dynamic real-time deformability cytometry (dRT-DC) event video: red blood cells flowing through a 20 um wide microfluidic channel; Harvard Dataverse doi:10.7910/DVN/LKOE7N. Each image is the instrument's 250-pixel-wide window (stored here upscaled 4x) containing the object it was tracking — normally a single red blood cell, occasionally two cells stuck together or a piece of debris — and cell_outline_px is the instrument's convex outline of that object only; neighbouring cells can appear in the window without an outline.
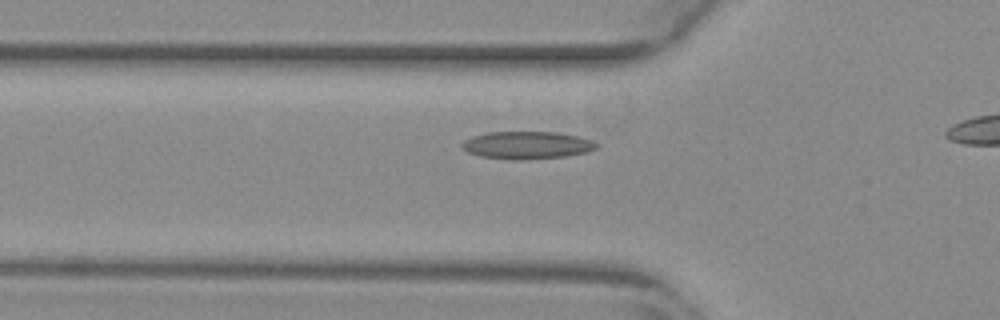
{"species": "common noctule bat (a hibernating species)", "species_latin": "Nyctalus noctula", "temperature_condition": "warm", "stored_images_in_passage": 38, "camera_frame_rate_fps": 3000, "um_per_image_px": 0.085, "animal": {"sex": "female", "body_mass_g": 29.2, "forearm_length_mm": 56.3}, "frame": {"image": 1, "passage_image": 12, "time_ms": 3.667, "image_size_px": [1000, 320], "cell_outline_px": [[600, 148], [588, 152], [564, 156], [520, 160], [512, 160], [480, 156], [468, 152], [460, 148], [460, 144], [464, 140], [472, 136], [488, 132], [556, 132], [576, 136], [592, 140], [600, 144]], "centroid_in_image_um": [44.79, 12.34], "position_along_channel_um": 81.0, "area_um2": 21.79}}
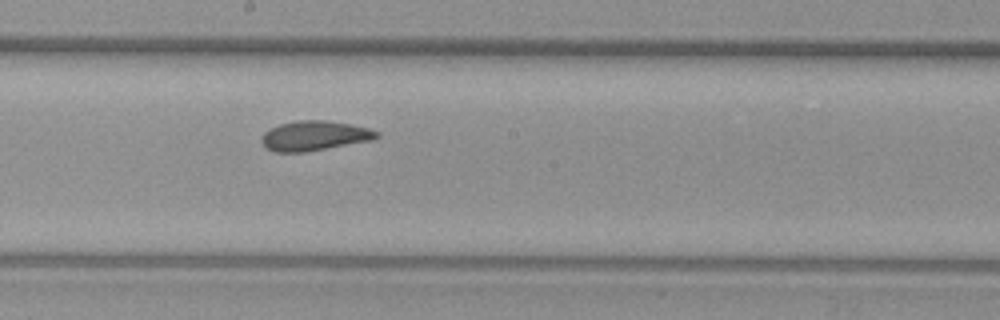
{"frame": {"image": 2, "passage_image": 23, "time_ms": 7.333, "image_size_px": [1000, 320], "cell_outline_px": [[380, 136], [372, 140], [304, 152], [272, 152], [264, 148], [260, 140], [260, 136], [264, 132], [280, 124], [296, 120], [324, 120], [348, 124], [368, 128], [380, 132]], "centroid_in_image_um": [26.68, 11.55], "position_along_channel_um": 221.5, "area_um2": 20.0}}
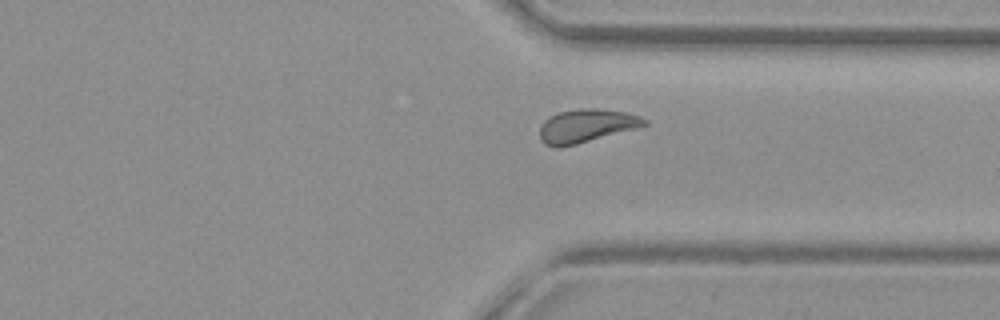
{"frame": {"image": 3, "passage_image": 34, "time_ms": 11.0, "image_size_px": [1000, 320], "cell_outline_px": [[648, 124], [636, 128], [576, 144], [556, 148], [544, 144], [540, 140], [540, 124], [544, 120], [560, 112], [580, 108], [596, 108], [628, 112], [640, 116], [648, 120]], "centroid_in_image_um": [49.83, 10.69], "position_along_channel_um": 361.6, "area_um2": 20.29}}